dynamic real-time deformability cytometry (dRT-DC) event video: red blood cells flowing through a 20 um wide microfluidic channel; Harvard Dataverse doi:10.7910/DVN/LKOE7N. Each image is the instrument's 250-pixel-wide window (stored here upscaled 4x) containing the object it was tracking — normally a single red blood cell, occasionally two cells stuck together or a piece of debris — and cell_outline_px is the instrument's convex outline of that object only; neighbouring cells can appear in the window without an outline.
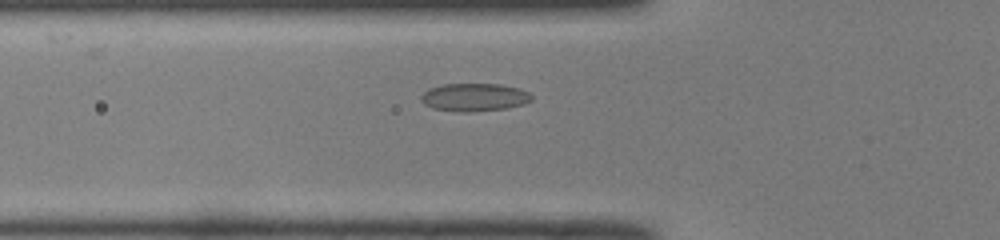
{"species": "common noctule bat (a hibernating species)", "species_latin": "Nyctalus noctula", "temperature_condition": "room temperature", "stored_images_in_passage": 42, "camera_frame_rate_fps": 3000, "um_per_image_px": 0.085, "animal": {"sex": "male", "body_mass_g": 19.0, "forearm_length_mm": 50.8}, "frame": {"image": 1, "passage_image": 9, "time_ms": 2.667, "image_size_px": [1000, 240], "cell_outline_px": [[532, 100], [524, 104], [508, 108], [468, 112], [464, 112], [432, 108], [424, 104], [420, 100], [420, 96], [428, 88], [444, 84], [500, 84], [520, 88], [528, 92], [532, 96]], "centroid_in_image_um": [40.32, 8.26], "position_along_channel_um": 85.5, "area_um2": 18.09}}
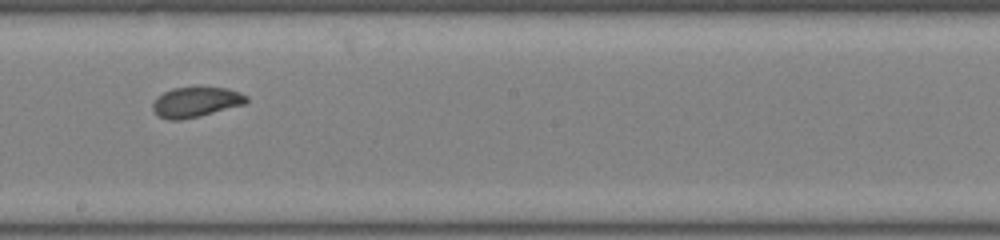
{"frame": {"image": 2, "passage_image": 20, "time_ms": 6.333, "image_size_px": [1000, 240], "cell_outline_px": [[248, 100], [244, 104], [200, 116], [180, 120], [168, 120], [160, 116], [152, 108], [152, 104], [156, 96], [172, 88], [228, 88], [240, 92], [248, 96]], "centroid_in_image_um": [16.64, 8.68], "position_along_channel_um": 231.6, "area_um2": 16.3}}
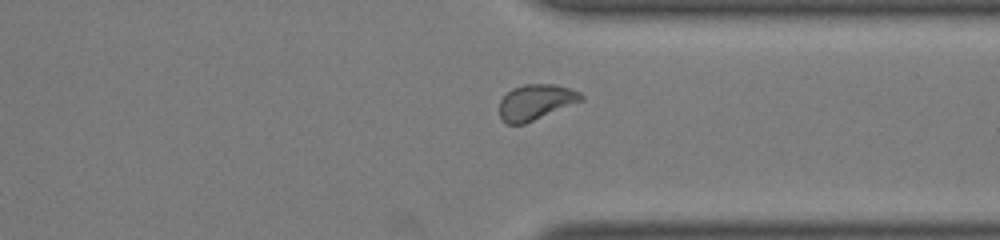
{"frame": {"image": 3, "passage_image": 30, "time_ms": 9.667, "image_size_px": [1000, 240], "cell_outline_px": [[584, 100], [524, 124], [508, 124], [500, 116], [500, 100], [512, 88], [524, 84], [552, 84], [568, 88], [580, 92], [584, 96]], "centroid_in_image_um": [45.55, 8.67], "position_along_channel_um": 365.8, "area_um2": 16.76}, "authors_computed_cell_mechanics": {"area_um2": 16.8776, "velocity_mm_per_s": 3.9985, "shape_relaxation_time_tau1_ms": 3.958, "shape_relaxation_time_tau2_ms": 1.6271, "deformation_change_tau1": 0.0961, "deformation_change_tau2": 0.0631}}